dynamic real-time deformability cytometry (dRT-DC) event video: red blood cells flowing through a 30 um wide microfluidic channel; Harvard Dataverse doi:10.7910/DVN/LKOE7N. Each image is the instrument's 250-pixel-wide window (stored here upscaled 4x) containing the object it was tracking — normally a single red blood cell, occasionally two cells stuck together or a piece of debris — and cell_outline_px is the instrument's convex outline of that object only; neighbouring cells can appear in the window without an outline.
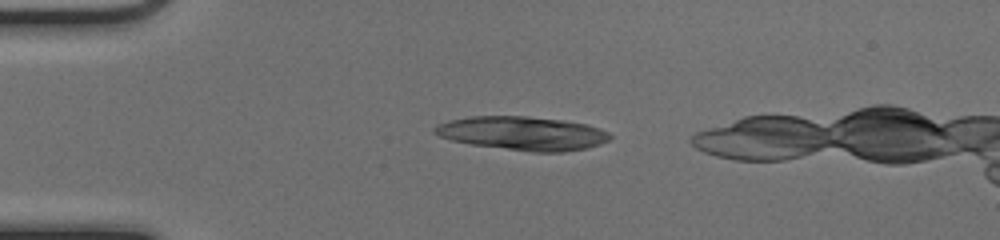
{"species": "common noctule bat (a hibernating species)", "species_latin": "Nyctalus noctula", "temperature_condition": "cold", "stored_images_in_passage": 35, "segment_of_instrument_passage": [1, 2], "camera_frame_rate_fps": 3000, "um_per_image_px": 0.085, "animal": {"sex": "female", "body_mass_g": 17.0, "forearm_length_mm": 48.0}, "frame": {"image": 1, "passage_image": 2, "time_ms": 0.333, "image_size_px": [1000, 240], "cell_outline_px": [[612, 136], [608, 140], [600, 144], [584, 148], [560, 152], [532, 152], [472, 144], [452, 140], [440, 136], [432, 132], [432, 128], [436, 124], [448, 120], [472, 116], [524, 116], [560, 120], [584, 124], [608, 132]], "centroid_in_image_um": [44.35, 11.33], "position_along_channel_um": 40.7, "area_um2": 34.04}}